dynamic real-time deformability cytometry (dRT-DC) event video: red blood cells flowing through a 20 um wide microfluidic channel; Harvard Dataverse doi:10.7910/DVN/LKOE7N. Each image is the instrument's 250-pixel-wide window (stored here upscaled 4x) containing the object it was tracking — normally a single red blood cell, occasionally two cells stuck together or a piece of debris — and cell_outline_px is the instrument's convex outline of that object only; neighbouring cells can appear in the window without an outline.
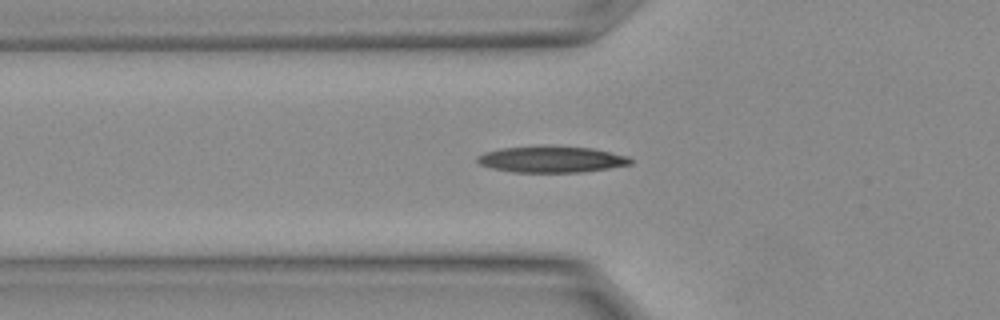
{"species": "Egyptian fruit bat (a non-hibernating species)", "species_latin": "Rousettus aegyptiacus", "temperature_condition": "warm", "stored_images_in_passage": 7, "camera_frame_rate_fps": 3000, "um_per_image_px": 0.085, "animal": {"sex": "female"}, "frame": {"image": 1, "passage_image": 3, "time_ms": 0.667, "image_size_px": [1000, 320], "cell_outline_px": [[628, 160], [624, 164], [600, 168], [560, 172], [532, 172], [504, 168], [488, 164], [480, 160], [484, 156], [492, 152], [512, 148], [580, 148], [604, 152]], "centroid_in_image_um": [46.88, 13.56], "position_along_channel_um": 78.9, "area_um2": 19.42}}
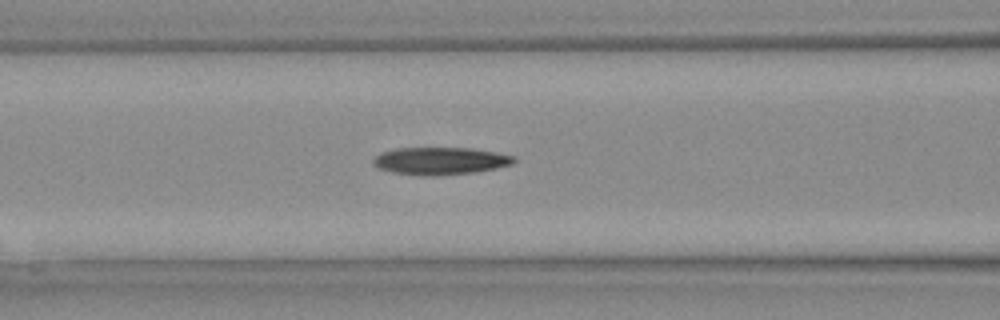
{"frame": {"image": 2, "passage_image": 5, "time_ms": 1.333, "image_size_px": [1000, 320], "cell_outline_px": [[512, 160], [504, 164], [484, 168], [460, 172], [408, 172], [388, 168], [380, 164], [376, 160], [380, 156], [388, 152], [416, 148], [448, 148], [484, 152], [508, 156]], "centroid_in_image_um": [37.42, 13.61], "position_along_channel_um": 129.2, "area_um2": 17.98}}